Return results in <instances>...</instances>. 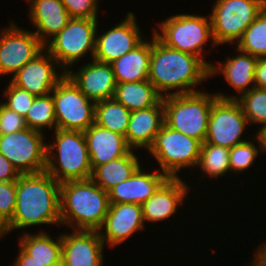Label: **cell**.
Here are the masks:
<instances>
[{
  "instance_id": "6da1fadb",
  "label": "cell",
  "mask_w": 266,
  "mask_h": 266,
  "mask_svg": "<svg viewBox=\"0 0 266 266\" xmlns=\"http://www.w3.org/2000/svg\"><path fill=\"white\" fill-rule=\"evenodd\" d=\"M209 70L199 57L166 46L152 33L148 80L162 97L199 92Z\"/></svg>"
},
{
  "instance_id": "7a4b0ae2",
  "label": "cell",
  "mask_w": 266,
  "mask_h": 266,
  "mask_svg": "<svg viewBox=\"0 0 266 266\" xmlns=\"http://www.w3.org/2000/svg\"><path fill=\"white\" fill-rule=\"evenodd\" d=\"M45 224L61 225L60 183L46 171L21 174L16 180V207L10 230Z\"/></svg>"
},
{
  "instance_id": "3957f363",
  "label": "cell",
  "mask_w": 266,
  "mask_h": 266,
  "mask_svg": "<svg viewBox=\"0 0 266 266\" xmlns=\"http://www.w3.org/2000/svg\"><path fill=\"white\" fill-rule=\"evenodd\" d=\"M109 206L108 192L91 178L60 183L61 225L73 230L98 231Z\"/></svg>"
},
{
  "instance_id": "277c9868",
  "label": "cell",
  "mask_w": 266,
  "mask_h": 266,
  "mask_svg": "<svg viewBox=\"0 0 266 266\" xmlns=\"http://www.w3.org/2000/svg\"><path fill=\"white\" fill-rule=\"evenodd\" d=\"M46 146V169L57 182L89 179L92 167L83 131L53 130Z\"/></svg>"
},
{
  "instance_id": "5b68a950",
  "label": "cell",
  "mask_w": 266,
  "mask_h": 266,
  "mask_svg": "<svg viewBox=\"0 0 266 266\" xmlns=\"http://www.w3.org/2000/svg\"><path fill=\"white\" fill-rule=\"evenodd\" d=\"M159 30L153 28V34L166 46L199 57L209 68L211 62L204 56L207 42L217 45L212 36L209 15L175 14L159 22ZM205 58V59H204Z\"/></svg>"
},
{
  "instance_id": "8992f818",
  "label": "cell",
  "mask_w": 266,
  "mask_h": 266,
  "mask_svg": "<svg viewBox=\"0 0 266 266\" xmlns=\"http://www.w3.org/2000/svg\"><path fill=\"white\" fill-rule=\"evenodd\" d=\"M217 98L214 92L206 91L163 97L164 123L204 143L212 104Z\"/></svg>"
},
{
  "instance_id": "52a82bcc",
  "label": "cell",
  "mask_w": 266,
  "mask_h": 266,
  "mask_svg": "<svg viewBox=\"0 0 266 266\" xmlns=\"http://www.w3.org/2000/svg\"><path fill=\"white\" fill-rule=\"evenodd\" d=\"M98 22V19L71 18L67 25L44 45L45 50L64 72L67 73L74 64L86 58L88 53L93 59Z\"/></svg>"
},
{
  "instance_id": "ba28073f",
  "label": "cell",
  "mask_w": 266,
  "mask_h": 266,
  "mask_svg": "<svg viewBox=\"0 0 266 266\" xmlns=\"http://www.w3.org/2000/svg\"><path fill=\"white\" fill-rule=\"evenodd\" d=\"M201 144L164 123L147 151L158 162L159 171L169 178H178L181 170L197 166Z\"/></svg>"
},
{
  "instance_id": "9c48e42d",
  "label": "cell",
  "mask_w": 266,
  "mask_h": 266,
  "mask_svg": "<svg viewBox=\"0 0 266 266\" xmlns=\"http://www.w3.org/2000/svg\"><path fill=\"white\" fill-rule=\"evenodd\" d=\"M265 7L266 0H216L209 13L215 44L236 45Z\"/></svg>"
},
{
  "instance_id": "30bf717a",
  "label": "cell",
  "mask_w": 266,
  "mask_h": 266,
  "mask_svg": "<svg viewBox=\"0 0 266 266\" xmlns=\"http://www.w3.org/2000/svg\"><path fill=\"white\" fill-rule=\"evenodd\" d=\"M57 129L85 131L95 123V102L65 75L51 92Z\"/></svg>"
},
{
  "instance_id": "8fae6325",
  "label": "cell",
  "mask_w": 266,
  "mask_h": 266,
  "mask_svg": "<svg viewBox=\"0 0 266 266\" xmlns=\"http://www.w3.org/2000/svg\"><path fill=\"white\" fill-rule=\"evenodd\" d=\"M44 133L30 128L0 135V153L20 174H35L46 169V146Z\"/></svg>"
},
{
  "instance_id": "7c38bea8",
  "label": "cell",
  "mask_w": 266,
  "mask_h": 266,
  "mask_svg": "<svg viewBox=\"0 0 266 266\" xmlns=\"http://www.w3.org/2000/svg\"><path fill=\"white\" fill-rule=\"evenodd\" d=\"M248 120L236 99L217 98L211 108L206 143L231 149L249 139H243Z\"/></svg>"
},
{
  "instance_id": "4fadbf2b",
  "label": "cell",
  "mask_w": 266,
  "mask_h": 266,
  "mask_svg": "<svg viewBox=\"0 0 266 266\" xmlns=\"http://www.w3.org/2000/svg\"><path fill=\"white\" fill-rule=\"evenodd\" d=\"M45 49L31 30L10 21L0 33V76L14 75Z\"/></svg>"
},
{
  "instance_id": "5bb4252c",
  "label": "cell",
  "mask_w": 266,
  "mask_h": 266,
  "mask_svg": "<svg viewBox=\"0 0 266 266\" xmlns=\"http://www.w3.org/2000/svg\"><path fill=\"white\" fill-rule=\"evenodd\" d=\"M133 12L106 32L96 31L95 53L93 59L103 63H112L127 52L140 45L145 39L142 36ZM99 35V36H98Z\"/></svg>"
},
{
  "instance_id": "9a60e30c",
  "label": "cell",
  "mask_w": 266,
  "mask_h": 266,
  "mask_svg": "<svg viewBox=\"0 0 266 266\" xmlns=\"http://www.w3.org/2000/svg\"><path fill=\"white\" fill-rule=\"evenodd\" d=\"M65 75L66 72L44 49L16 72L9 81L35 96H44L51 93Z\"/></svg>"
},
{
  "instance_id": "2e32d148",
  "label": "cell",
  "mask_w": 266,
  "mask_h": 266,
  "mask_svg": "<svg viewBox=\"0 0 266 266\" xmlns=\"http://www.w3.org/2000/svg\"><path fill=\"white\" fill-rule=\"evenodd\" d=\"M144 225L146 224L142 205L110 203L104 223L98 232L104 244L113 248L128 240L136 231H143Z\"/></svg>"
},
{
  "instance_id": "e0dca14e",
  "label": "cell",
  "mask_w": 266,
  "mask_h": 266,
  "mask_svg": "<svg viewBox=\"0 0 266 266\" xmlns=\"http://www.w3.org/2000/svg\"><path fill=\"white\" fill-rule=\"evenodd\" d=\"M104 245L98 231L64 232L61 266H103Z\"/></svg>"
},
{
  "instance_id": "ac0fdd59",
  "label": "cell",
  "mask_w": 266,
  "mask_h": 266,
  "mask_svg": "<svg viewBox=\"0 0 266 266\" xmlns=\"http://www.w3.org/2000/svg\"><path fill=\"white\" fill-rule=\"evenodd\" d=\"M74 71L69 69L66 75L88 99L97 103L113 97L117 82L111 63L91 59Z\"/></svg>"
},
{
  "instance_id": "d6986e66",
  "label": "cell",
  "mask_w": 266,
  "mask_h": 266,
  "mask_svg": "<svg viewBox=\"0 0 266 266\" xmlns=\"http://www.w3.org/2000/svg\"><path fill=\"white\" fill-rule=\"evenodd\" d=\"M188 183L183 179L168 178L158 190L142 204L143 219L145 222L166 221L175 216L178 207L187 201L190 191ZM186 199V200H185Z\"/></svg>"
},
{
  "instance_id": "ffe728a7",
  "label": "cell",
  "mask_w": 266,
  "mask_h": 266,
  "mask_svg": "<svg viewBox=\"0 0 266 266\" xmlns=\"http://www.w3.org/2000/svg\"><path fill=\"white\" fill-rule=\"evenodd\" d=\"M235 49L239 54L228 57L224 62H218L217 65L212 63L210 66V78L220 73L224 76L226 82L237 91V95L229 94L228 96L222 92L215 93L220 99H238L242 94L255 86V66L258 58L242 52L236 47Z\"/></svg>"
},
{
  "instance_id": "44dd1931",
  "label": "cell",
  "mask_w": 266,
  "mask_h": 266,
  "mask_svg": "<svg viewBox=\"0 0 266 266\" xmlns=\"http://www.w3.org/2000/svg\"><path fill=\"white\" fill-rule=\"evenodd\" d=\"M168 178L159 170L150 173L140 166L130 178L108 191L109 201L142 205Z\"/></svg>"
},
{
  "instance_id": "7402d4cb",
  "label": "cell",
  "mask_w": 266,
  "mask_h": 266,
  "mask_svg": "<svg viewBox=\"0 0 266 266\" xmlns=\"http://www.w3.org/2000/svg\"><path fill=\"white\" fill-rule=\"evenodd\" d=\"M29 4V22L33 31L45 45L58 34L71 19L61 0H26Z\"/></svg>"
},
{
  "instance_id": "603a6c76",
  "label": "cell",
  "mask_w": 266,
  "mask_h": 266,
  "mask_svg": "<svg viewBox=\"0 0 266 266\" xmlns=\"http://www.w3.org/2000/svg\"><path fill=\"white\" fill-rule=\"evenodd\" d=\"M92 170L125 156L131 148L125 137L93 123L83 132Z\"/></svg>"
},
{
  "instance_id": "cb8c5ba5",
  "label": "cell",
  "mask_w": 266,
  "mask_h": 266,
  "mask_svg": "<svg viewBox=\"0 0 266 266\" xmlns=\"http://www.w3.org/2000/svg\"><path fill=\"white\" fill-rule=\"evenodd\" d=\"M163 124L162 100L156 106L132 111L125 134L127 145L133 150H148Z\"/></svg>"
},
{
  "instance_id": "d4e9b609",
  "label": "cell",
  "mask_w": 266,
  "mask_h": 266,
  "mask_svg": "<svg viewBox=\"0 0 266 266\" xmlns=\"http://www.w3.org/2000/svg\"><path fill=\"white\" fill-rule=\"evenodd\" d=\"M151 41L144 40L133 50L111 63L117 83L148 80Z\"/></svg>"
},
{
  "instance_id": "484cf974",
  "label": "cell",
  "mask_w": 266,
  "mask_h": 266,
  "mask_svg": "<svg viewBox=\"0 0 266 266\" xmlns=\"http://www.w3.org/2000/svg\"><path fill=\"white\" fill-rule=\"evenodd\" d=\"M141 165L139 158L131 149L125 156L95 167L90 178L108 192L130 178Z\"/></svg>"
},
{
  "instance_id": "4316f807",
  "label": "cell",
  "mask_w": 266,
  "mask_h": 266,
  "mask_svg": "<svg viewBox=\"0 0 266 266\" xmlns=\"http://www.w3.org/2000/svg\"><path fill=\"white\" fill-rule=\"evenodd\" d=\"M130 112L156 106L162 96L149 80L117 83L112 97Z\"/></svg>"
},
{
  "instance_id": "83f0119b",
  "label": "cell",
  "mask_w": 266,
  "mask_h": 266,
  "mask_svg": "<svg viewBox=\"0 0 266 266\" xmlns=\"http://www.w3.org/2000/svg\"><path fill=\"white\" fill-rule=\"evenodd\" d=\"M17 244L33 260L39 262H61L62 234L54 240L49 232L38 231L37 233L23 232Z\"/></svg>"
},
{
  "instance_id": "f1b7e54d",
  "label": "cell",
  "mask_w": 266,
  "mask_h": 266,
  "mask_svg": "<svg viewBox=\"0 0 266 266\" xmlns=\"http://www.w3.org/2000/svg\"><path fill=\"white\" fill-rule=\"evenodd\" d=\"M131 112L113 98L95 104V124L125 137Z\"/></svg>"
},
{
  "instance_id": "f546056e",
  "label": "cell",
  "mask_w": 266,
  "mask_h": 266,
  "mask_svg": "<svg viewBox=\"0 0 266 266\" xmlns=\"http://www.w3.org/2000/svg\"><path fill=\"white\" fill-rule=\"evenodd\" d=\"M230 149L220 145L202 143L200 148L197 168L202 170V175L218 179L230 171ZM205 173V174H204Z\"/></svg>"
},
{
  "instance_id": "4dcf8cb0",
  "label": "cell",
  "mask_w": 266,
  "mask_h": 266,
  "mask_svg": "<svg viewBox=\"0 0 266 266\" xmlns=\"http://www.w3.org/2000/svg\"><path fill=\"white\" fill-rule=\"evenodd\" d=\"M25 122L28 128L41 133L47 128L51 131L57 129L54 101L51 93L35 97L25 117Z\"/></svg>"
},
{
  "instance_id": "1f68e13d",
  "label": "cell",
  "mask_w": 266,
  "mask_h": 266,
  "mask_svg": "<svg viewBox=\"0 0 266 266\" xmlns=\"http://www.w3.org/2000/svg\"><path fill=\"white\" fill-rule=\"evenodd\" d=\"M236 48L257 58L266 57V7L244 31Z\"/></svg>"
},
{
  "instance_id": "d6a6232c",
  "label": "cell",
  "mask_w": 266,
  "mask_h": 266,
  "mask_svg": "<svg viewBox=\"0 0 266 266\" xmlns=\"http://www.w3.org/2000/svg\"><path fill=\"white\" fill-rule=\"evenodd\" d=\"M246 116L248 123L266 124V88L253 87L236 99Z\"/></svg>"
},
{
  "instance_id": "836d02e7",
  "label": "cell",
  "mask_w": 266,
  "mask_h": 266,
  "mask_svg": "<svg viewBox=\"0 0 266 266\" xmlns=\"http://www.w3.org/2000/svg\"><path fill=\"white\" fill-rule=\"evenodd\" d=\"M253 141L247 140L243 143L237 144L230 149V175L245 173L250 169V166L256 161L259 154L262 152L258 137L255 135ZM258 143V146L256 145ZM235 172V173H233Z\"/></svg>"
},
{
  "instance_id": "e575fe53",
  "label": "cell",
  "mask_w": 266,
  "mask_h": 266,
  "mask_svg": "<svg viewBox=\"0 0 266 266\" xmlns=\"http://www.w3.org/2000/svg\"><path fill=\"white\" fill-rule=\"evenodd\" d=\"M8 83L2 93L5 99L1 103L25 118L36 96L15 86L11 81Z\"/></svg>"
},
{
  "instance_id": "d590c367",
  "label": "cell",
  "mask_w": 266,
  "mask_h": 266,
  "mask_svg": "<svg viewBox=\"0 0 266 266\" xmlns=\"http://www.w3.org/2000/svg\"><path fill=\"white\" fill-rule=\"evenodd\" d=\"M71 18L98 19V0H61Z\"/></svg>"
},
{
  "instance_id": "8d00e7d4",
  "label": "cell",
  "mask_w": 266,
  "mask_h": 266,
  "mask_svg": "<svg viewBox=\"0 0 266 266\" xmlns=\"http://www.w3.org/2000/svg\"><path fill=\"white\" fill-rule=\"evenodd\" d=\"M16 207V181L0 182V214L10 222Z\"/></svg>"
},
{
  "instance_id": "74e56055",
  "label": "cell",
  "mask_w": 266,
  "mask_h": 266,
  "mask_svg": "<svg viewBox=\"0 0 266 266\" xmlns=\"http://www.w3.org/2000/svg\"><path fill=\"white\" fill-rule=\"evenodd\" d=\"M27 128L25 118L0 103V135Z\"/></svg>"
},
{
  "instance_id": "f35d334b",
  "label": "cell",
  "mask_w": 266,
  "mask_h": 266,
  "mask_svg": "<svg viewBox=\"0 0 266 266\" xmlns=\"http://www.w3.org/2000/svg\"><path fill=\"white\" fill-rule=\"evenodd\" d=\"M20 175L13 164L0 153V182L16 181Z\"/></svg>"
},
{
  "instance_id": "ab89813d",
  "label": "cell",
  "mask_w": 266,
  "mask_h": 266,
  "mask_svg": "<svg viewBox=\"0 0 266 266\" xmlns=\"http://www.w3.org/2000/svg\"><path fill=\"white\" fill-rule=\"evenodd\" d=\"M14 266H61V262H39L27 255L20 247L15 258Z\"/></svg>"
},
{
  "instance_id": "60d3db41",
  "label": "cell",
  "mask_w": 266,
  "mask_h": 266,
  "mask_svg": "<svg viewBox=\"0 0 266 266\" xmlns=\"http://www.w3.org/2000/svg\"><path fill=\"white\" fill-rule=\"evenodd\" d=\"M255 87L266 88V57L258 58L255 66Z\"/></svg>"
},
{
  "instance_id": "b9f144b4",
  "label": "cell",
  "mask_w": 266,
  "mask_h": 266,
  "mask_svg": "<svg viewBox=\"0 0 266 266\" xmlns=\"http://www.w3.org/2000/svg\"><path fill=\"white\" fill-rule=\"evenodd\" d=\"M255 250L252 261H249L251 262L249 266H266V244H260Z\"/></svg>"
},
{
  "instance_id": "7bdbcfd3",
  "label": "cell",
  "mask_w": 266,
  "mask_h": 266,
  "mask_svg": "<svg viewBox=\"0 0 266 266\" xmlns=\"http://www.w3.org/2000/svg\"><path fill=\"white\" fill-rule=\"evenodd\" d=\"M256 136L259 139L260 146L262 149V153L266 152V124L263 125L259 130L256 132Z\"/></svg>"
},
{
  "instance_id": "ee69618b",
  "label": "cell",
  "mask_w": 266,
  "mask_h": 266,
  "mask_svg": "<svg viewBox=\"0 0 266 266\" xmlns=\"http://www.w3.org/2000/svg\"><path fill=\"white\" fill-rule=\"evenodd\" d=\"M9 233H11L9 222L0 214V240Z\"/></svg>"
}]
</instances>
